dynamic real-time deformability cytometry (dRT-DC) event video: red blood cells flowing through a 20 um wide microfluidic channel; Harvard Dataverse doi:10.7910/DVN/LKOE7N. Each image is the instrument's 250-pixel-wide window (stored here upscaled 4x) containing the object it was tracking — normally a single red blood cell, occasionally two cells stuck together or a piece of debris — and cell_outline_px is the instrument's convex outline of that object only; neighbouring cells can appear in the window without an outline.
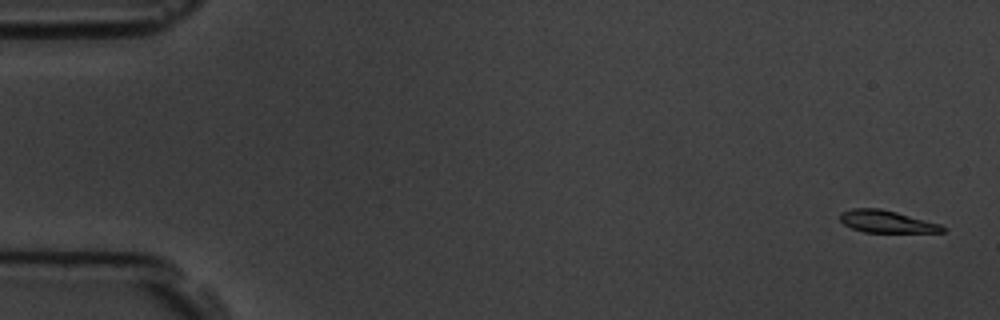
{"species": "common noctule bat (a hibernating species)", "species_latin": "Nyctalus noctula", "temperature_condition": "room temperature", "stored_images_in_passage": 5, "camera_frame_rate_fps": 3000, "um_per_image_px": 0.085, "animal": {"sex": "male", "body_mass_g": 19.5, "forearm_length_mm": 54.6}, "frame": {"image": 1, "passage_image": 1, "time_ms": 0.0, "image_size_px": [1000, 320], "cell_outline_px": [[948, 228], [944, 232], [864, 232], [852, 228], [844, 224], [840, 220], [840, 212], [852, 208], [880, 208], [896, 212], [940, 224]], "centroid_in_image_um": [75.36, 18.83], "position_along_channel_um": 9.6, "area_um2": 13.24}}
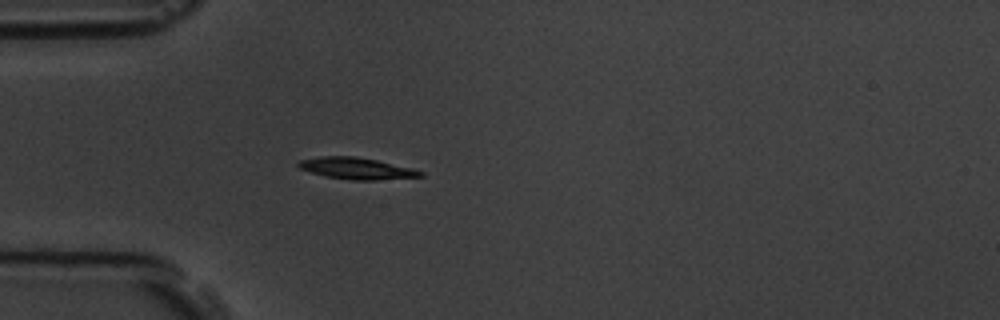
{"frame": {"image": 2, "passage_image": 5, "time_ms": 4.667, "image_size_px": [1000, 320], "cell_outline_px": [[424, 176], [376, 180], [352, 180], [324, 176], [300, 168], [296, 164], [300, 160], [320, 156], [356, 156], [376, 160], [412, 168], [424, 172]], "centroid_in_image_um": [30.31, 14.31], "position_along_channel_um": 54.7, "area_um2": 15.26}}